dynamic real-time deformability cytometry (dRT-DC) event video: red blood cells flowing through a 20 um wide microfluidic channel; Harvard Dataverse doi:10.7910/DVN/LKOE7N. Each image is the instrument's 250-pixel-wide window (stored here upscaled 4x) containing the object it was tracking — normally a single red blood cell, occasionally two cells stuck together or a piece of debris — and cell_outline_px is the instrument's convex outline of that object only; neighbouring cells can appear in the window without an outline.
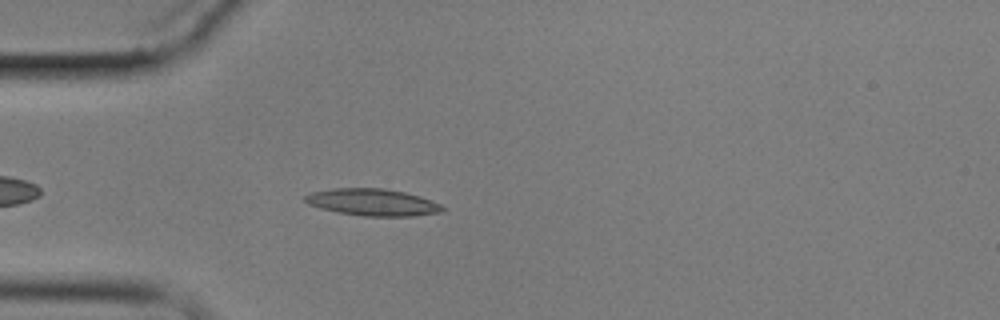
{"species": "common noctule bat (a hibernating species)", "species_latin": "Nyctalus noctula", "temperature_condition": "cold", "stored_images_in_passage": 5, "camera_frame_rate_fps": 3000, "um_per_image_px": 0.085, "animal": {"sex": "male", "body_mass_g": 17.9}, "frame": {"image": 1, "passage_image": 5, "time_ms": 4.333, "image_size_px": [1000, 320], "cell_outline_px": [[444, 208], [440, 212], [416, 216], [364, 216], [340, 212], [320, 208], [308, 204], [304, 200], [304, 196], [312, 192], [336, 188], [384, 188], [404, 192], [420, 196], [440, 204]], "centroid_in_image_um": [31.67, 17.19], "position_along_channel_um": 53.3, "area_um2": 21.39}}